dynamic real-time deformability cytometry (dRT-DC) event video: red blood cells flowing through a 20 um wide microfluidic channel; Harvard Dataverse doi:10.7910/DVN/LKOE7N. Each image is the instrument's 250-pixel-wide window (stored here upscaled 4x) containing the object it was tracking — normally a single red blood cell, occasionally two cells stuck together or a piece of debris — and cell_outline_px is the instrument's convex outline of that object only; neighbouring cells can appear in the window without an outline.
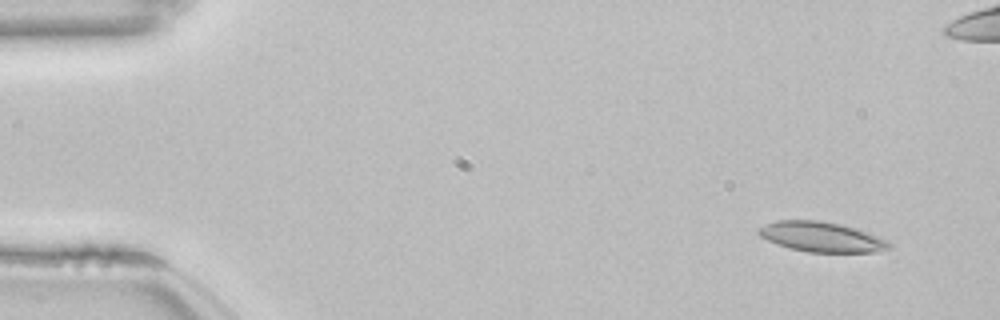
{"species": "common noctule bat (a hibernating species)", "species_latin": "Nyctalus noctula", "temperature_condition": "room temperature", "stored_images_in_passage": 51, "camera_frame_rate_fps": 3000, "um_per_image_px": 0.085, "animal": {"sex": "female", "body_mass_g": 22.7, "forearm_length_mm": 54.2}, "frame": {"image": 1, "passage_image": 1, "time_ms": 0.0, "image_size_px": [1000, 320], "cell_outline_px": [[892, 248], [876, 252], [808, 252], [788, 248], [776, 244], [760, 236], [756, 232], [756, 228], [764, 224], [776, 220], [820, 220], [840, 224], [868, 232], [888, 240], [892, 244]], "centroid_in_image_um": [69.81, 20.13], "position_along_channel_um": 15.2, "area_um2": 23.12}}
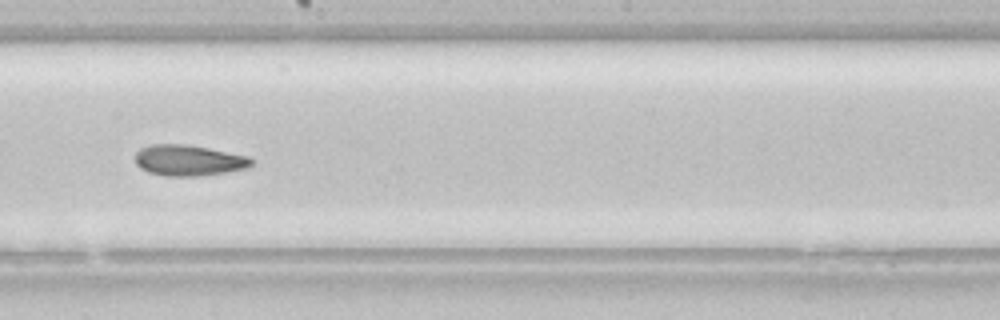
{"frame": {"image": 2, "passage_image": 27, "time_ms": 8.667, "image_size_px": [1000, 320], "cell_outline_px": [[252, 164], [248, 168], [224, 172], [196, 176], [164, 176], [148, 172], [140, 168], [136, 164], [136, 152], [140, 148], [148, 144], [188, 144], [248, 156], [252, 160]], "centroid_in_image_um": [15.99, 13.62], "position_along_channel_um": 232.2, "area_um2": 20.92}}
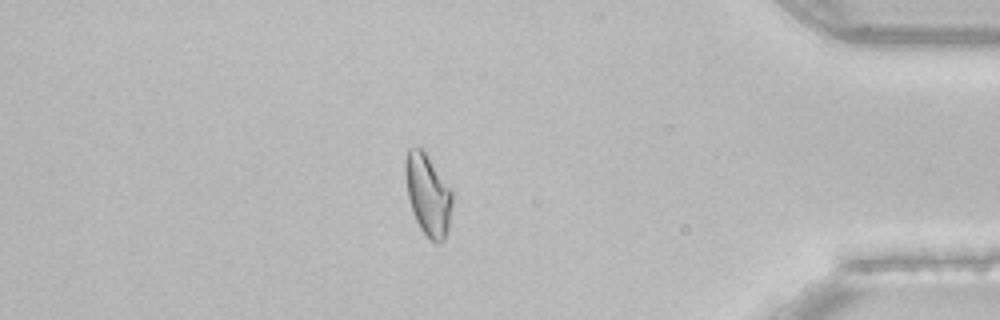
{"frame": {"image": 3, "passage_image": 43, "time_ms": 14.0, "image_size_px": [1000, 320], "cell_outline_px": [[456, 192], [448, 232], [444, 240], [440, 244], [436, 244], [420, 228], [412, 212], [408, 200], [404, 172], [404, 160], [408, 148], [420, 148], [428, 156]], "centroid_in_image_um": [36.42, 16.56], "position_along_channel_um": 398.8, "area_um2": 23.18}}